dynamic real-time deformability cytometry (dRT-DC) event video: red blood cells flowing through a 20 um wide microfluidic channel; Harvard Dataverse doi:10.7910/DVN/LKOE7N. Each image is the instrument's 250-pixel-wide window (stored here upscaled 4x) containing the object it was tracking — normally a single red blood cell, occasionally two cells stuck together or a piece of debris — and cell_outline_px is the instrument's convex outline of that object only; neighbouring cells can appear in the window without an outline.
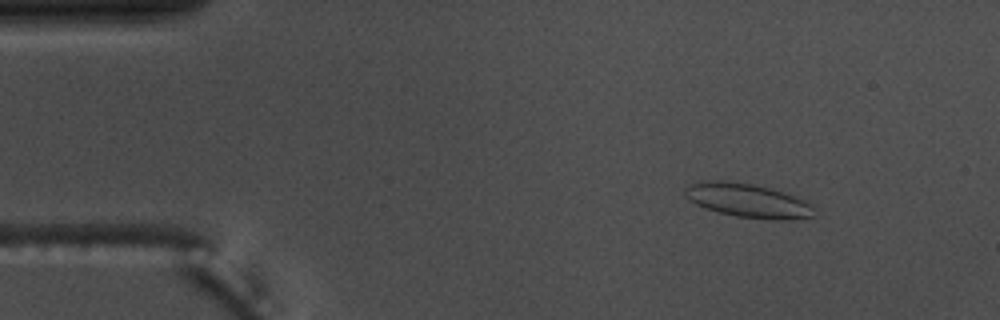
{"species": "common noctule bat (a hibernating species)", "species_latin": "Nyctalus noctula", "temperature_condition": "warm", "stored_images_in_passage": 57, "segment_of_instrument_passage": [1, 2], "camera_frame_rate_fps": 3000, "um_per_image_px": 0.085, "animal": {"sex": "male", "body_mass_g": 17.5, "forearm_length_mm": 52.3}, "frame": {"image": 1, "passage_image": 8, "time_ms": 2.333, "image_size_px": [1000, 320], "cell_outline_px": [[816, 216], [792, 220], [772, 220], [736, 216], [716, 212], [696, 204], [684, 196], [684, 188], [692, 184], [708, 180], [720, 180], [752, 184], [768, 188], [804, 200], [812, 204]], "centroid_in_image_um": [63.57, 17.07], "position_along_channel_um": 21.4, "area_um2": 25.43}}
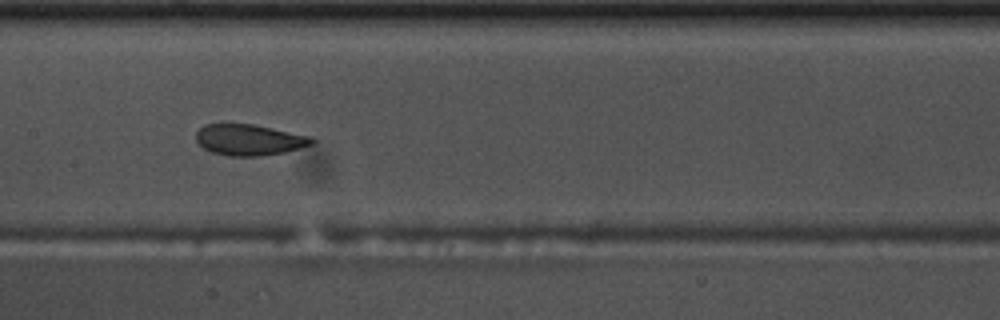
{"frame": {"image": 2, "passage_image": 28, "time_ms": 9.0, "image_size_px": [1000, 320], "cell_outline_px": [[316, 144], [284, 152], [260, 156], [228, 156], [212, 152], [204, 148], [196, 140], [196, 132], [204, 124], [252, 124], [312, 136], [316, 140]], "centroid_in_image_um": [21.23, 11.89], "position_along_channel_um": 186.2, "area_um2": 21.04}}
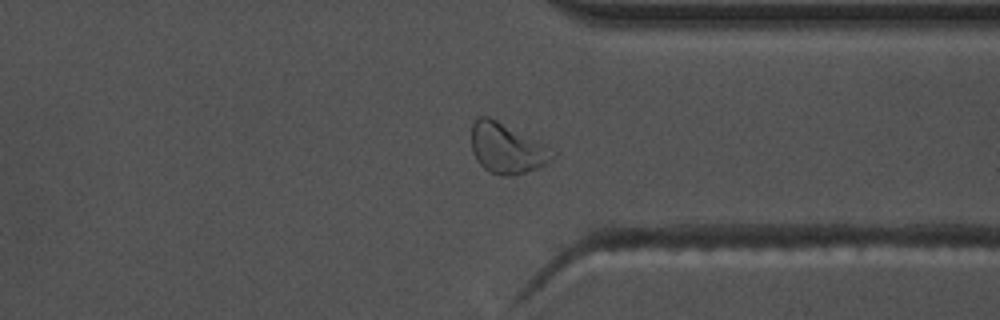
{"frame": {"image": 3, "passage_image": 43, "time_ms": 14.0, "image_size_px": [1000, 320], "cell_outline_px": [[556, 152], [544, 164], [536, 168], [512, 176], [500, 176], [488, 172], [476, 160], [472, 152], [472, 124], [476, 116], [488, 116], [544, 144]], "centroid_in_image_um": [43.01, 12.61], "position_along_channel_um": 368.4, "area_um2": 23.41}}